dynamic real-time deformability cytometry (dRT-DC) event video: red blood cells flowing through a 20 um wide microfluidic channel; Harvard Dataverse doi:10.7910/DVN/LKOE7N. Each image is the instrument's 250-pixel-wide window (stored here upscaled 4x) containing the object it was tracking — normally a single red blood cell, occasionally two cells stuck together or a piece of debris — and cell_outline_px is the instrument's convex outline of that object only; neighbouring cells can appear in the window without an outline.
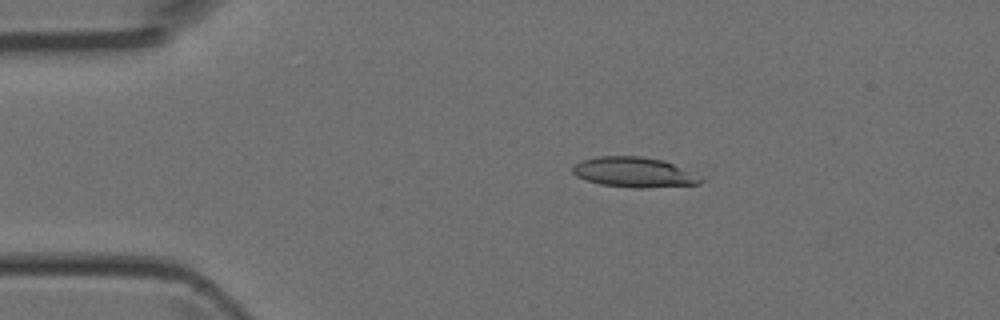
{"species": "Egyptian fruit bat (a non-hibernating species)", "species_latin": "Rousettus aegyptiacus", "temperature_condition": "room temperature", "stored_images_in_passage": 45, "camera_frame_rate_fps": 3000, "um_per_image_px": 0.085, "animal": {"sex": "female"}, "frame": {"image": 1, "passage_image": 9, "time_ms": 2.667, "image_size_px": [1000, 320], "cell_outline_px": [[704, 180], [700, 184], [644, 188], [636, 188], [600, 184], [584, 180], [576, 176], [572, 172], [572, 164], [580, 160], [596, 156], [640, 156], [664, 160]], "centroid_in_image_um": [53.78, 14.63], "position_along_channel_um": 31.2, "area_um2": 22.37}}
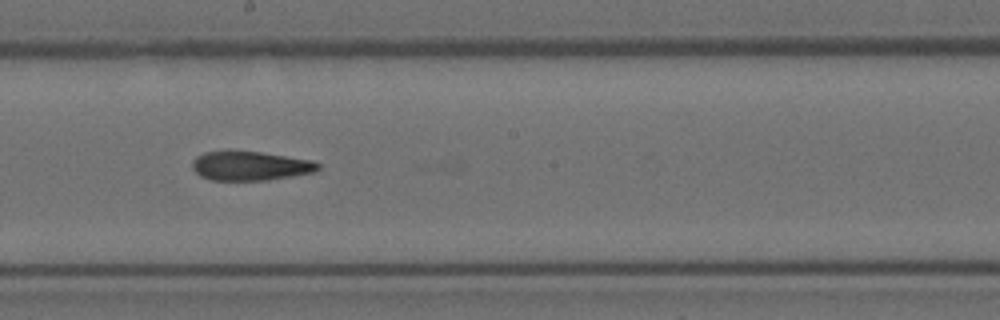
{"frame": {"image": 2, "passage_image": 25, "time_ms": 8.0, "image_size_px": [1000, 320], "cell_outline_px": [[320, 168], [316, 172], [268, 180], [212, 180], [200, 176], [192, 168], [192, 160], [196, 156], [204, 152], [260, 152], [312, 160], [320, 164]], "centroid_in_image_um": [21.29, 14.11], "position_along_channel_um": 226.9, "area_um2": 21.21}}
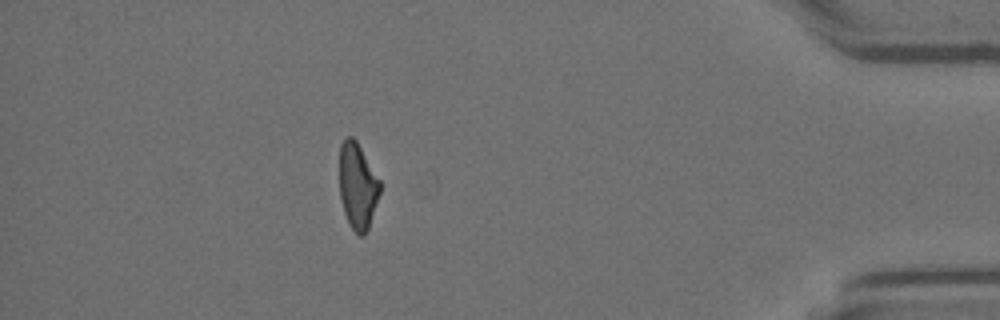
{"frame": {"image": 3, "passage_image": 40, "time_ms": 13.0, "image_size_px": [1000, 320], "cell_outline_px": [[380, 192], [368, 228], [364, 236], [360, 236], [348, 224], [344, 212], [340, 196], [340, 144], [348, 136], [352, 136], [356, 140], [380, 180]], "centroid_in_image_um": [30.39, 15.81], "position_along_channel_um": 404.8, "area_um2": 20.11}}